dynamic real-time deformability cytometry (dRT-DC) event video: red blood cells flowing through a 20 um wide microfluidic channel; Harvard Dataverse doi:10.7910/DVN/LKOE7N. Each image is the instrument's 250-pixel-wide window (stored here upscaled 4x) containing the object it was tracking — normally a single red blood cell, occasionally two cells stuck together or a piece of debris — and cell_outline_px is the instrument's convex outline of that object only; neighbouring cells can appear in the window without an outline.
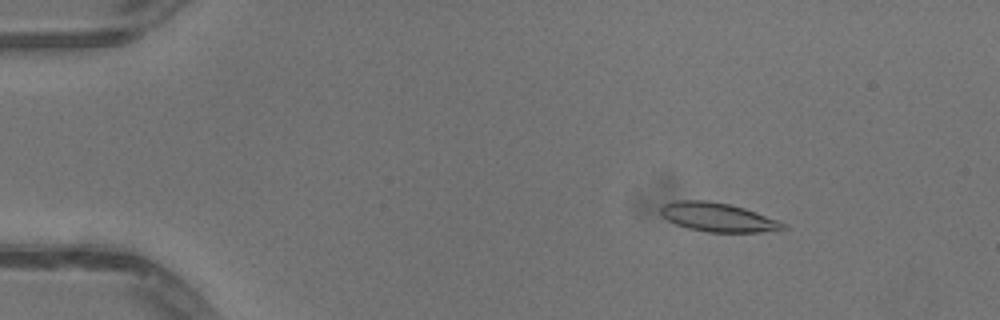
{"species": "common noctule bat (a hibernating species)", "species_latin": "Nyctalus noctula", "temperature_condition": "warm", "stored_images_in_passage": 21, "camera_frame_rate_fps": 3000, "um_per_image_px": 0.085, "animal": {"sex": "male", "body_mass_g": 13.3}, "frame": {"image": 1, "passage_image": 8, "time_ms": 2.333, "image_size_px": [1000, 320], "cell_outline_px": [[788, 228], [760, 232], [708, 232], [688, 228], [676, 224], [668, 220], [660, 212], [660, 208], [664, 204], [676, 200], [704, 200], [728, 204], [744, 208], [780, 220], [788, 224]], "centroid_in_image_um": [61.06, 18.47], "position_along_channel_um": 23.9, "area_um2": 20.58}}
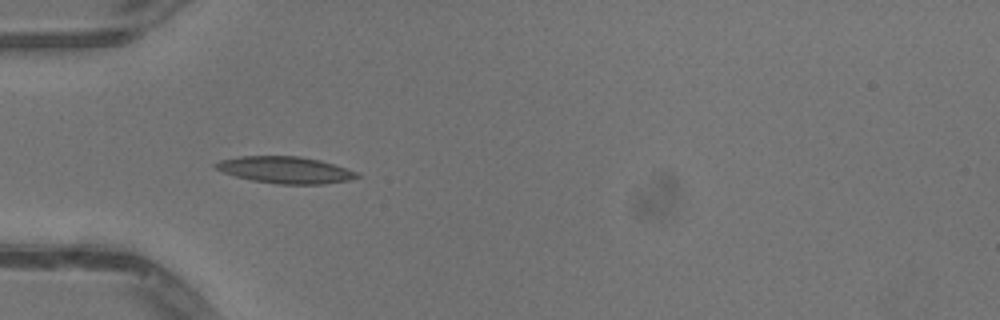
{"frame": {"image": 2, "passage_image": 17, "time_ms": 5.333, "image_size_px": [1000, 320], "cell_outline_px": [[360, 176], [348, 180], [324, 184], [276, 184], [252, 180], [236, 176], [212, 168], [212, 164], [220, 160], [240, 156], [300, 156], [320, 160], [356, 172]], "centroid_in_image_um": [24.18, 14.44], "position_along_channel_um": 60.8, "area_um2": 21.91}}
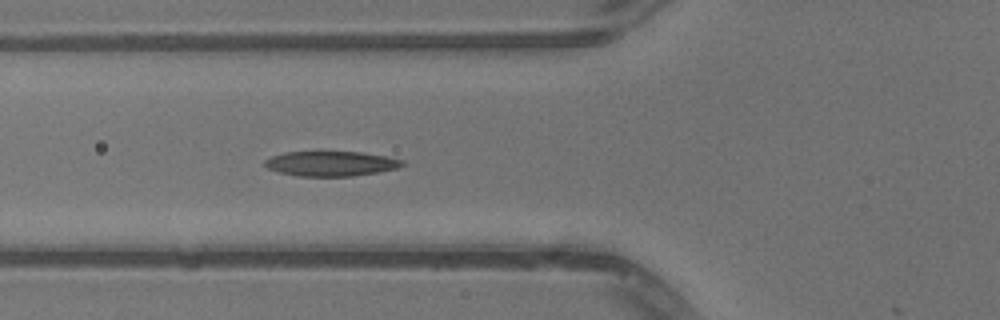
{"frame": {"image": 3, "passage_image": 20, "time_ms": 6.333, "image_size_px": [1000, 320], "cell_outline_px": [[404, 164], [396, 168], [376, 172], [352, 176], [296, 176], [280, 172], [268, 168], [264, 164], [264, 160], [272, 156], [284, 152], [360, 152], [388, 156], [404, 160]], "centroid_in_image_um": [28.12, 13.9], "position_along_channel_um": 97.7, "area_um2": 19.83}}